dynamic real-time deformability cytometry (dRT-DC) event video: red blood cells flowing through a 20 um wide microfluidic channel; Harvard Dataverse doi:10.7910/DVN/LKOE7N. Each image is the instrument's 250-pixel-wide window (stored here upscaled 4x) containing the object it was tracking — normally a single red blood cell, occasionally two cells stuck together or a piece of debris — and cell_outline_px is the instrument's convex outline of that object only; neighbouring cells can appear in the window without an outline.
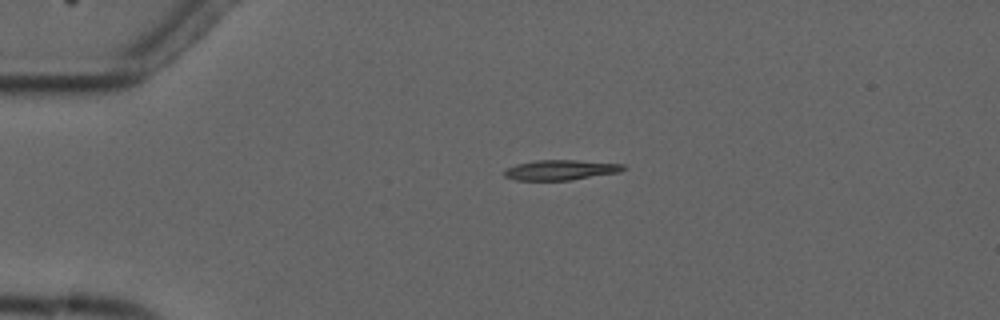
{"species": "common noctule bat (a hibernating species)", "species_latin": "Nyctalus noctula", "temperature_condition": "cold", "stored_images_in_passage": 2, "camera_frame_rate_fps": 3000, "um_per_image_px": 0.085, "animal": {"sex": "male", "forearm_length_mm": 52.5}, "frame": {"image": 1, "passage_image": 1, "time_ms": 0.0, "image_size_px": [1000, 320], "cell_outline_px": [[628, 168], [620, 172], [568, 180], [516, 180], [504, 176], [504, 172], [508, 168], [516, 164], [536, 160], [576, 160], [624, 164]], "centroid_in_image_um": [47.68, 14.44], "position_along_channel_um": 37.3, "area_um2": 13.87}}